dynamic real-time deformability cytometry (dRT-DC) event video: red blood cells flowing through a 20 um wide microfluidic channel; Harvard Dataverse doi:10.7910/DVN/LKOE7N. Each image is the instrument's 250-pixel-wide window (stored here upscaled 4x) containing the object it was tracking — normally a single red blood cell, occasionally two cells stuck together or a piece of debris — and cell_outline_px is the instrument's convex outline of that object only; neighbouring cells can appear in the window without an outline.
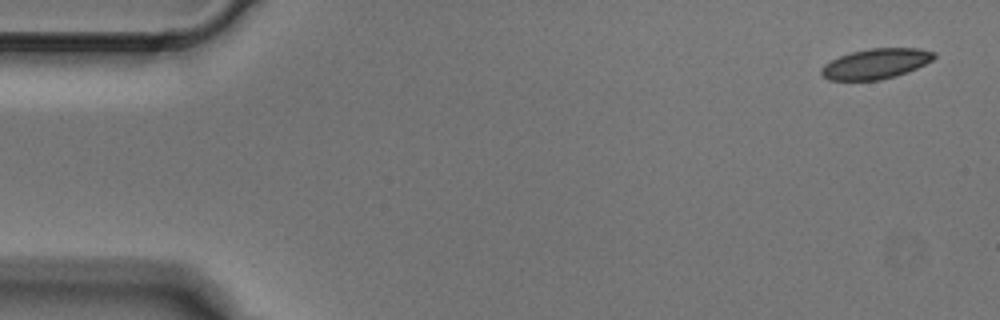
{"species": "Egyptian fruit bat (a non-hibernating species)", "species_latin": "Rousettus aegyptiacus", "temperature_condition": "cold", "stored_images_in_passage": 4, "camera_frame_rate_fps": 3000, "um_per_image_px": 0.085, "animal": {"sex": "male"}, "frame": {"image": 1, "passage_image": 1, "time_ms": 0.0, "image_size_px": [1000, 320], "cell_outline_px": [[936, 56], [932, 60], [908, 72], [896, 76], [880, 80], [828, 80], [820, 72], [820, 68], [824, 64], [840, 56], [852, 52], [872, 48], [920, 48], [936, 52]], "centroid_in_image_um": [74.46, 5.42], "position_along_channel_um": 10.5, "area_um2": 19.83}}
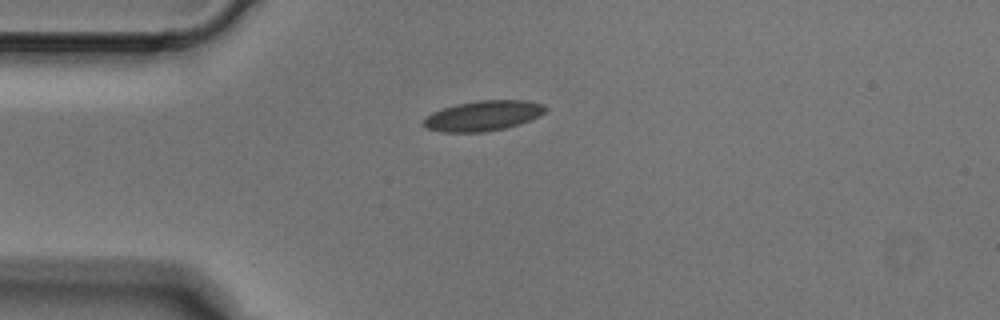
{"frame": {"image": 2, "passage_image": 3, "time_ms": 0.667, "image_size_px": [1000, 320], "cell_outline_px": [[548, 108], [540, 116], [520, 124], [504, 128], [484, 132], [440, 132], [428, 128], [424, 124], [424, 120], [432, 112], [456, 104], [480, 100], [528, 100], [544, 104]], "centroid_in_image_um": [41.12, 9.83], "position_along_channel_um": 43.9, "area_um2": 21.39}}